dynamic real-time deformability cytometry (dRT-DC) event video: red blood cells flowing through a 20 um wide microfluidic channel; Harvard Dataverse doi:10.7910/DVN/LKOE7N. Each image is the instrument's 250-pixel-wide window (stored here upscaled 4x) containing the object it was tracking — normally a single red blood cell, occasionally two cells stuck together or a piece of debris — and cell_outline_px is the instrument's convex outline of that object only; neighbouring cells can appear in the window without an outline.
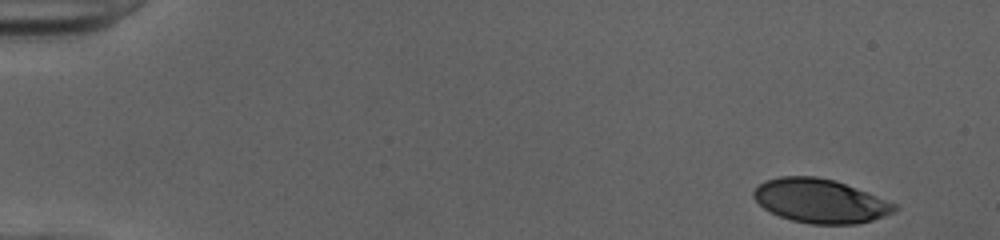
{"species": "human", "species_latin": "Homo sapiens", "temperature_condition": "cold", "stored_images_in_passage": 49, "camera_frame_rate_fps": 3000, "um_per_image_px": 0.085, "donor": {"sex": "female"}, "frame": {"image": 1, "passage_image": 1, "time_ms": 0.0, "image_size_px": [1000, 240], "cell_outline_px": [[896, 208], [892, 212], [884, 216], [872, 220], [856, 224], [812, 224], [792, 220], [780, 216], [764, 208], [752, 196], [752, 192], [764, 180], [780, 176], [816, 176], [836, 180], [896, 204]], "centroid_in_image_um": [69.68, 17.07], "position_along_channel_um": 15.3, "area_um2": 35.78}}
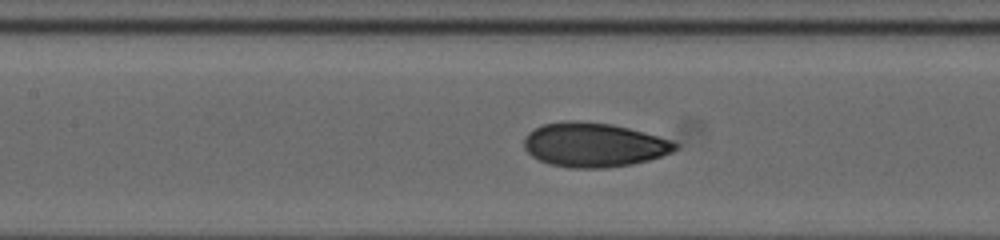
{"frame": {"image": 2, "passage_image": 22, "time_ms": 7.0, "image_size_px": [1000, 240], "cell_outline_px": [[680, 144], [672, 152], [648, 160], [632, 164], [608, 168], [572, 168], [548, 164], [532, 156], [524, 148], [524, 136], [528, 132], [544, 124], [568, 120], [576, 120], [612, 124], [628, 128], [672, 140]], "centroid_in_image_um": [50.46, 12.31], "position_along_channel_um": 156.9, "area_um2": 39.02}}
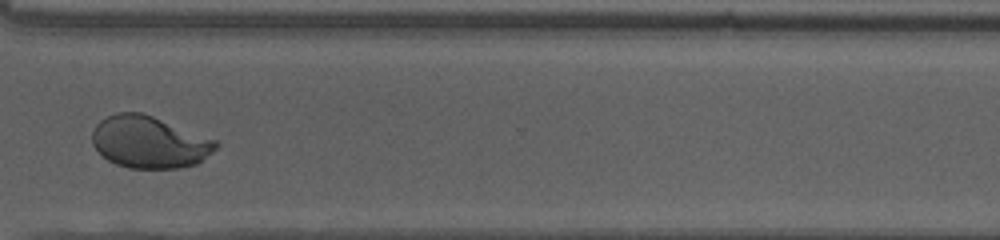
{"frame": {"image": 3, "passage_image": 37, "time_ms": 12.0, "image_size_px": [1000, 240], "cell_outline_px": [[220, 144], [216, 148], [196, 164], [176, 168], [128, 168], [116, 164], [108, 160], [92, 144], [92, 132], [96, 124], [100, 120], [116, 112], [140, 112], [152, 116], [216, 140]], "centroid_in_image_um": [12.66, 12.07], "position_along_channel_um": 357.9, "area_um2": 37.11}, "authors_computed_cell_mechanics": {"area_um2": 38.4948, "velocity_mm_per_s": 4.0185, "shape_relaxation_time_tau1_ms": 6.4046, "shape_relaxation_time_tau2_ms": 0.745, "deformation_change_tau1": 0.2178, "deformation_change_tau2": 0.0483}}